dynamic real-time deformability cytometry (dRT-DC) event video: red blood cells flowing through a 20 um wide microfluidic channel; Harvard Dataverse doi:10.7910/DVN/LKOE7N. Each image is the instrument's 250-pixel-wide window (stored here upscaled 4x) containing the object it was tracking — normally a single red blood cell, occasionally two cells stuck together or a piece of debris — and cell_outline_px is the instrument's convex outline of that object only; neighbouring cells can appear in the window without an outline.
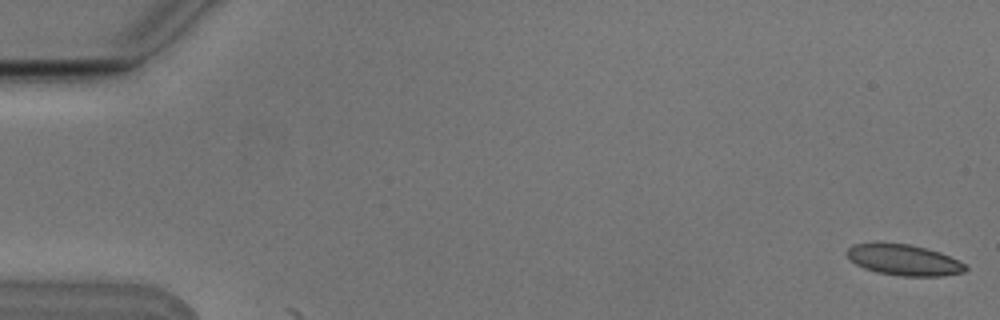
{"species": "Egyptian fruit bat (a non-hibernating species)", "species_latin": "Rousettus aegyptiacus", "temperature_condition": "cold", "stored_images_in_passage": 7, "camera_frame_rate_fps": 3000, "um_per_image_px": 0.085, "animal": {"sex": "male"}, "frame": {"image": 1, "passage_image": 1, "time_ms": 0.0, "image_size_px": [1000, 320], "cell_outline_px": [[968, 268], [964, 272], [944, 276], [900, 276], [876, 272], [864, 268], [856, 264], [844, 252], [852, 244], [908, 244], [940, 252], [964, 264]], "centroid_in_image_um": [76.83, 22.12], "position_along_channel_um": 8.2, "area_um2": 20.98}}
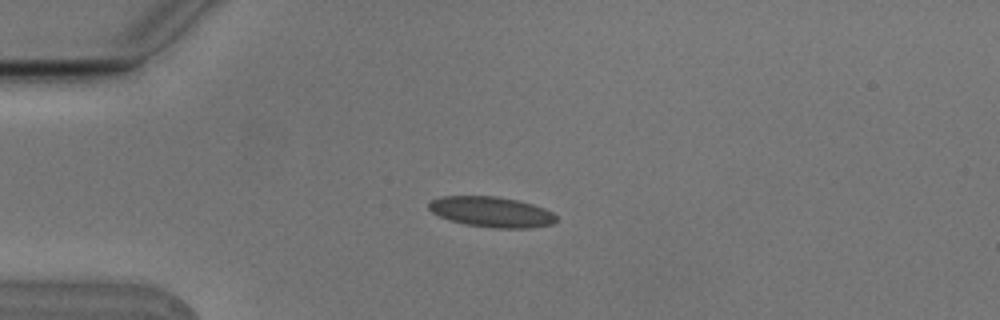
{"frame": {"image": 2, "passage_image": 4, "time_ms": 1.0, "image_size_px": [1000, 320], "cell_outline_px": [[556, 220], [552, 224], [532, 228], [496, 228], [464, 224], [448, 220], [432, 212], [428, 208], [428, 204], [432, 200], [444, 196], [496, 196], [516, 200], [532, 204], [544, 208], [552, 212], [556, 216]], "centroid_in_image_um": [41.77, 18.02], "position_along_channel_um": 43.2, "area_um2": 22.54}}
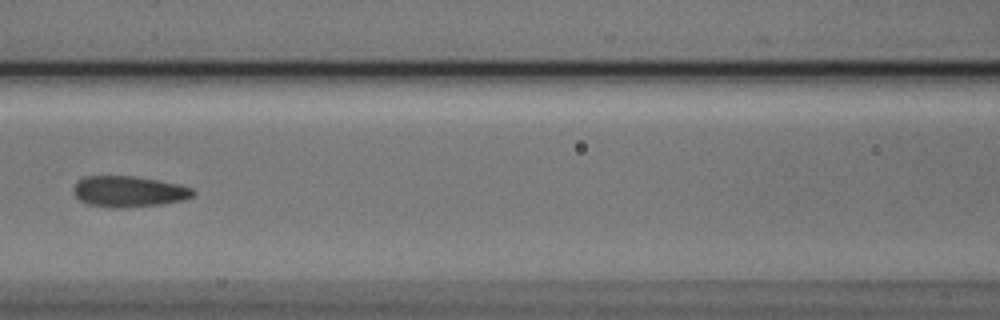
{"frame": {"image": 3, "passage_image": 7, "time_ms": 2.0, "image_size_px": [1000, 320], "cell_outline_px": [[196, 192], [192, 196], [184, 200], [164, 204], [116, 208], [112, 208], [88, 204], [80, 200], [72, 192], [72, 188], [84, 176], [132, 176], [160, 180], [180, 184], [192, 188]], "centroid_in_image_um": [10.97, 16.28], "position_along_channel_um": 155.6, "area_um2": 21.68}}